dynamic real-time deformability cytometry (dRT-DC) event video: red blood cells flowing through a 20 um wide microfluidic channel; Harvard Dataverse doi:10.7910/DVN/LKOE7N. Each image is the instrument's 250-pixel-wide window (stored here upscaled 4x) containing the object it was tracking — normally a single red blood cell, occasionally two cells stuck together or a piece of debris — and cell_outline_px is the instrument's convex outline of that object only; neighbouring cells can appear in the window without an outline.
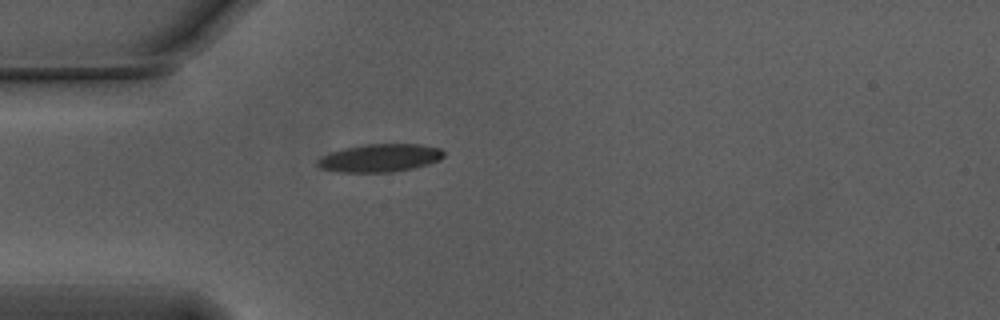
{"species": "Egyptian fruit bat (a non-hibernating species)", "species_latin": "Rousettus aegyptiacus", "temperature_condition": "warm", "stored_images_in_passage": 40, "camera_frame_rate_fps": 3000, "um_per_image_px": 0.085, "animal": {"sex": "male"}, "frame": {"image": 1, "passage_image": 1, "time_ms": 0.0, "image_size_px": [1000, 320], "cell_outline_px": [[444, 156], [440, 160], [428, 164], [412, 168], [392, 172], [340, 172], [320, 168], [316, 164], [316, 160], [332, 152], [344, 148], [364, 144], [420, 144], [440, 148], [444, 152]], "centroid_in_image_um": [32.31, 13.42], "position_along_channel_um": 52.7, "area_um2": 20.52}}
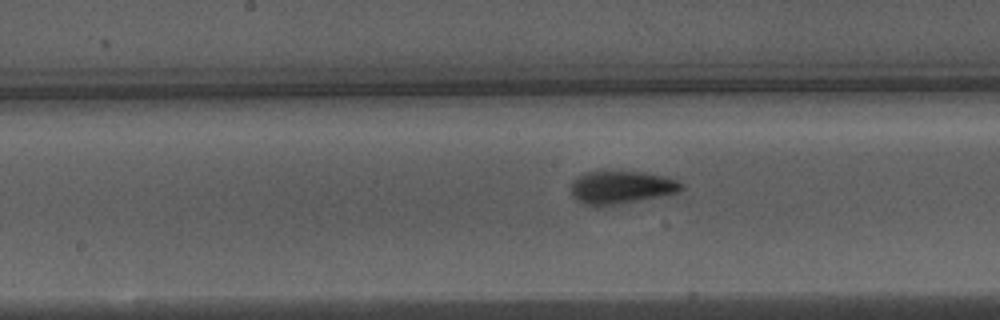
{"frame": {"image": 2, "passage_image": 13, "time_ms": 4.0, "image_size_px": [1000, 320], "cell_outline_px": [[684, 188], [680, 192], [592, 208], [576, 200], [572, 196], [572, 180], [576, 176], [588, 172], [644, 172], [668, 176], [680, 180], [684, 184]], "centroid_in_image_um": [52.82, 15.92], "position_along_channel_um": 195.4, "area_um2": 21.27}}
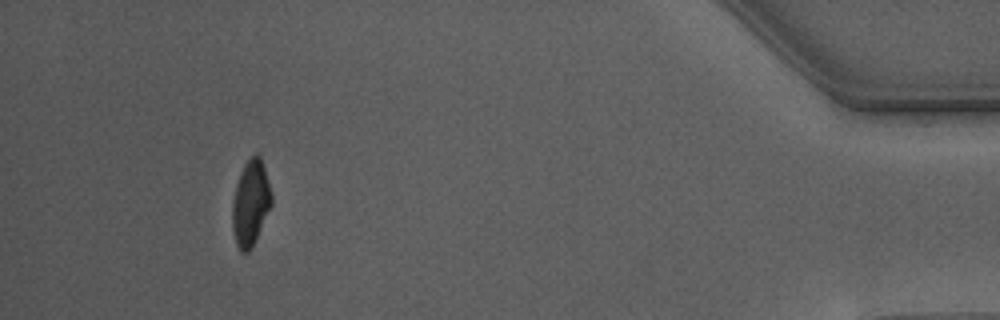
{"frame": {"image": 3, "passage_image": 36, "time_ms": 11.667, "image_size_px": [1000, 320], "cell_outline_px": [[272, 204], [252, 248], [248, 252], [240, 252], [236, 244], [232, 228], [232, 204], [236, 184], [240, 172], [244, 164], [256, 152], [260, 156], [264, 168], [272, 196]], "centroid_in_image_um": [21.29, 17.28], "position_along_channel_um": 413.9, "area_um2": 19.48}, "authors_computed_cell_mechanics": {"area_um2": 20.3745, "velocity_mm_per_s": 3.7618, "shape_relaxation_time_tau1_ms": 3.6998, "shape_relaxation_time_tau2_ms": 1.1595, "deformation_change_tau1": 0.1844, "deformation_change_tau2": 0.0814}}